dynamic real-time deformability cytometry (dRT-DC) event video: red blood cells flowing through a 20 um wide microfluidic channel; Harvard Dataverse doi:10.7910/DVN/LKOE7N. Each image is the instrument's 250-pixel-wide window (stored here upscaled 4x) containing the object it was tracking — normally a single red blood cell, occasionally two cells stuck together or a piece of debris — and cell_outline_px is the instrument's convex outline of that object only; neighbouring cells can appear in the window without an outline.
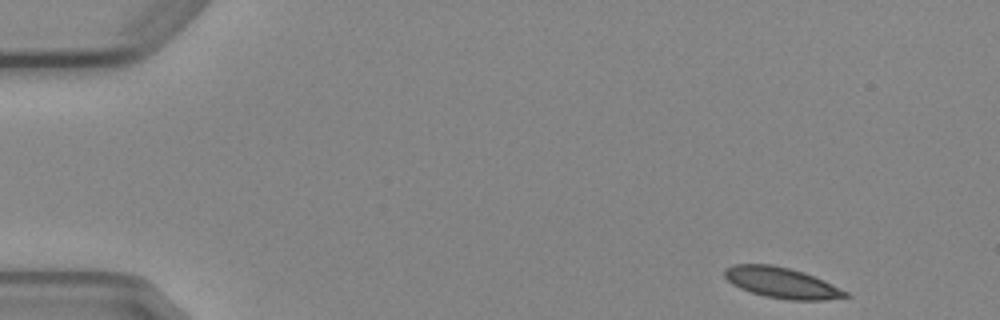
{"species": "Egyptian fruit bat (a non-hibernating species)", "species_latin": "Rousettus aegyptiacus", "temperature_condition": "cold", "stored_images_in_passage": 4, "camera_frame_rate_fps": 3000, "um_per_image_px": 0.085, "animal": {"sex": "female"}, "frame": {"image": 1, "passage_image": 1, "time_ms": 0.0, "image_size_px": [1000, 320], "cell_outline_px": [[848, 296], [824, 300], [788, 300], [764, 296], [740, 288], [732, 284], [724, 276], [724, 268], [732, 264], [772, 264], [804, 272], [824, 280], [848, 292]], "centroid_in_image_um": [66.41, 24.02], "position_along_channel_um": 18.6, "area_um2": 21.62}}
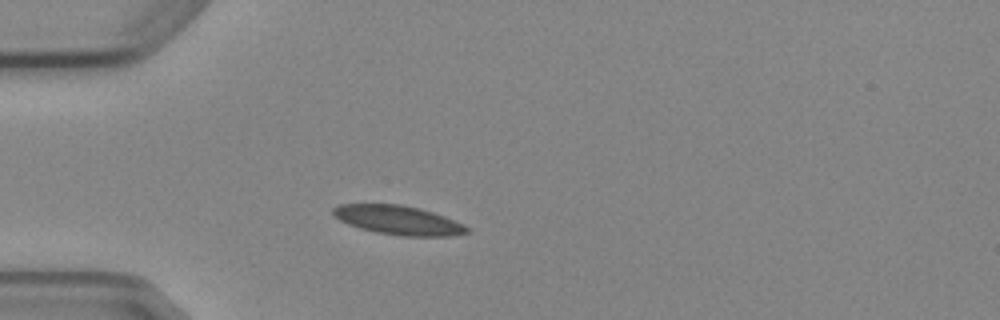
{"frame": {"image": 2, "passage_image": 4, "time_ms": 3.333, "image_size_px": [1000, 320], "cell_outline_px": [[472, 232], [448, 236], [400, 236], [376, 232], [360, 228], [348, 224], [332, 216], [332, 208], [340, 204], [400, 204], [420, 208], [444, 216], [464, 224], [472, 228]], "centroid_in_image_um": [33.88, 18.71], "position_along_channel_um": 51.1, "area_um2": 22.89}}